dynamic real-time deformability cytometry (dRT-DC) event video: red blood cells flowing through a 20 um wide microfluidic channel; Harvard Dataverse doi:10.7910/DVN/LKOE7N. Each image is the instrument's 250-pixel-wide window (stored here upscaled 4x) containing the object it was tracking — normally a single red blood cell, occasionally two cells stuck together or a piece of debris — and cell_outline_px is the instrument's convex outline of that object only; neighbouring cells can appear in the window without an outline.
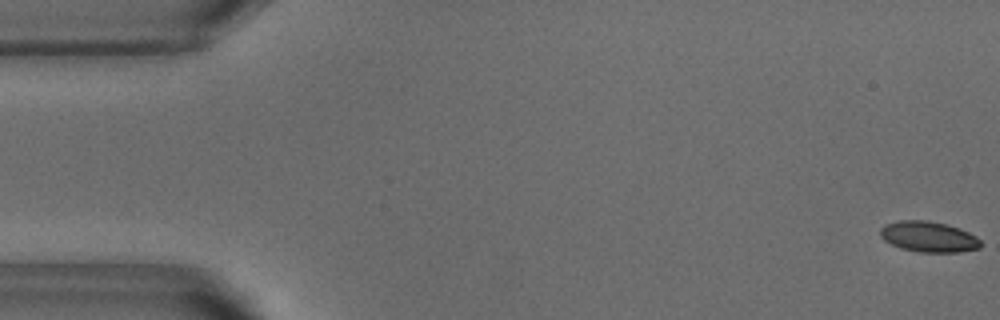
{"species": "common noctule bat (a hibernating species)", "species_latin": "Nyctalus noctula", "temperature_condition": "warm", "stored_images_in_passage": 53, "camera_frame_rate_fps": 3000, "um_per_image_px": 0.085, "animal": {"sex": "male", "body_mass_g": 18.8}, "frame": {"image": 1, "passage_image": 1, "time_ms": 0.0, "image_size_px": [1000, 320], "cell_outline_px": [[980, 248], [960, 252], [920, 252], [900, 248], [884, 240], [880, 236], [880, 228], [884, 224], [900, 220], [928, 220], [944, 224], [968, 232], [976, 236], [980, 240]], "centroid_in_image_um": [78.9, 20.12], "position_along_channel_um": 6.1, "area_um2": 17.86}}
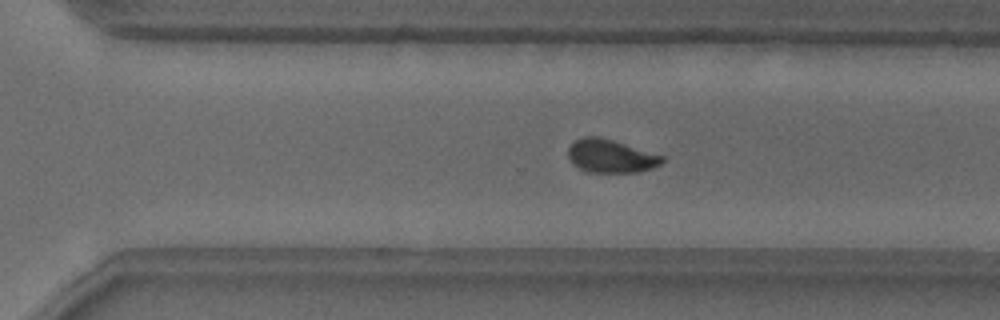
{"frame": {"image": 2, "passage_image": 36, "time_ms": 11.667, "image_size_px": [1000, 320], "cell_outline_px": [[664, 160], [660, 164], [652, 168], [640, 172], [588, 172], [572, 164], [568, 156], [568, 148], [576, 140], [584, 136], [596, 136], [612, 140], [664, 156]], "centroid_in_image_um": [51.9, 13.27], "position_along_channel_um": 318.7, "area_um2": 18.03}}
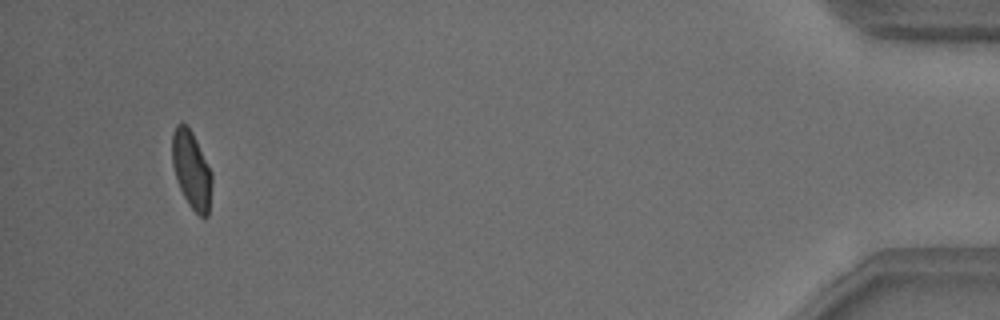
{"frame": {"image": 3, "passage_image": 50, "time_ms": 16.333, "image_size_px": [1000, 320], "cell_outline_px": [[212, 184], [208, 216], [204, 220], [188, 204], [176, 180], [172, 164], [172, 132], [176, 124], [180, 120], [188, 124], [212, 172]], "centroid_in_image_um": [16.27, 14.4], "position_along_channel_um": 418.9, "area_um2": 18.26}, "authors_computed_cell_mechanics": {"area_um2": 18.4382, "velocity_mm_per_s": 3.8327, "shape_relaxation_time_tau1_ms": 4.2713, "shape_relaxation_time_tau2_ms": 1.1031, "deformation_change_tau1": 0.1292, "deformation_change_tau2": 0.0452}}